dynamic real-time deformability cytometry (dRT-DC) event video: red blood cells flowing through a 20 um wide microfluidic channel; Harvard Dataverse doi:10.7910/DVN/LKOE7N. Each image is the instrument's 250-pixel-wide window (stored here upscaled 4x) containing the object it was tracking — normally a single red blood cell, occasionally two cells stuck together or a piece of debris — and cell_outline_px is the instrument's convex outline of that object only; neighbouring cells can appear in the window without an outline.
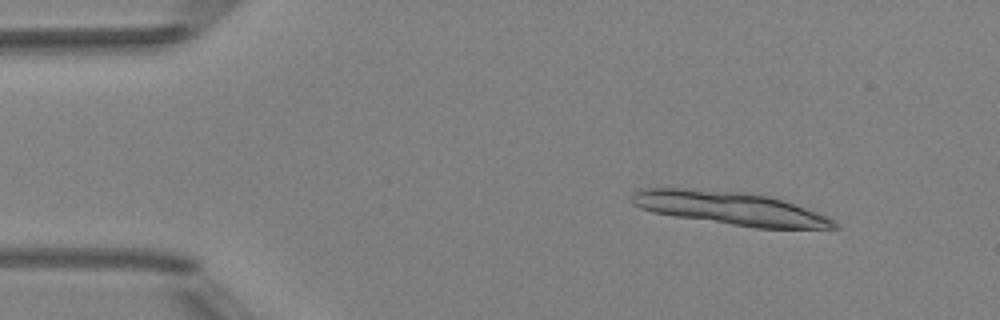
{"species": "Egyptian fruit bat (a non-hibernating species)", "species_latin": "Rousettus aegyptiacus", "temperature_condition": "room temperature", "stored_images_in_passage": 7, "camera_frame_rate_fps": 3000, "um_per_image_px": 0.085, "animal": {"sex": "female"}, "frame": {"image": 1, "passage_image": 2, "time_ms": 0.333, "image_size_px": [1000, 320], "cell_outline_px": [[840, 228], [756, 228], [676, 216], [652, 212], [640, 208], [632, 204], [632, 196], [640, 188], [684, 188], [752, 192], [784, 200], [816, 212], [840, 224]], "centroid_in_image_um": [62.06, 17.69], "position_along_channel_um": 22.9, "area_um2": 38.96}}
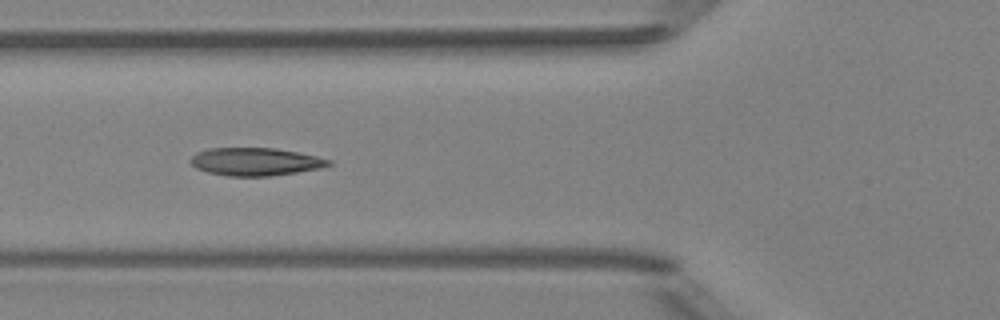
{"frame": {"image": 2, "passage_image": 6, "time_ms": 1.667, "image_size_px": [1000, 320], "cell_outline_px": [[332, 164], [320, 168], [296, 172], [268, 176], [228, 176], [208, 172], [196, 168], [188, 160], [196, 152], [208, 148], [276, 148], [316, 156], [332, 160]], "centroid_in_image_um": [21.68, 13.74], "position_along_channel_um": 104.1, "area_um2": 22.37}}
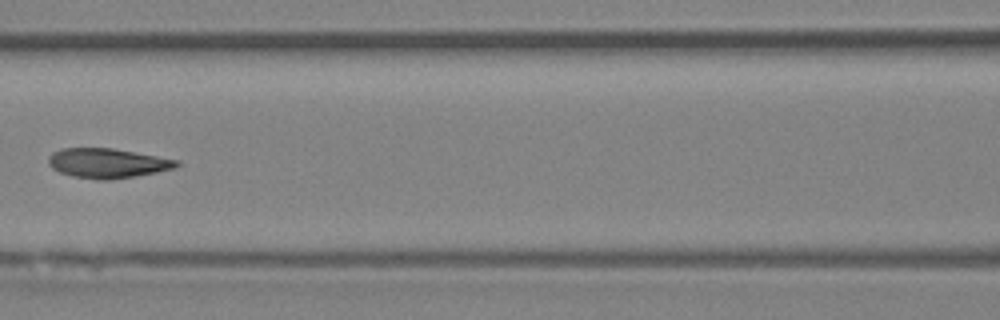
{"frame": {"image": 3, "passage_image": 7, "time_ms": 2.0, "image_size_px": [1000, 320], "cell_outline_px": [[180, 164], [176, 168], [136, 176], [108, 180], [96, 180], [72, 176], [60, 172], [52, 168], [48, 164], [48, 156], [52, 152], [60, 148], [112, 148], [180, 160]], "centroid_in_image_um": [9.12, 13.87], "position_along_channel_um": 157.5, "area_um2": 22.31}}